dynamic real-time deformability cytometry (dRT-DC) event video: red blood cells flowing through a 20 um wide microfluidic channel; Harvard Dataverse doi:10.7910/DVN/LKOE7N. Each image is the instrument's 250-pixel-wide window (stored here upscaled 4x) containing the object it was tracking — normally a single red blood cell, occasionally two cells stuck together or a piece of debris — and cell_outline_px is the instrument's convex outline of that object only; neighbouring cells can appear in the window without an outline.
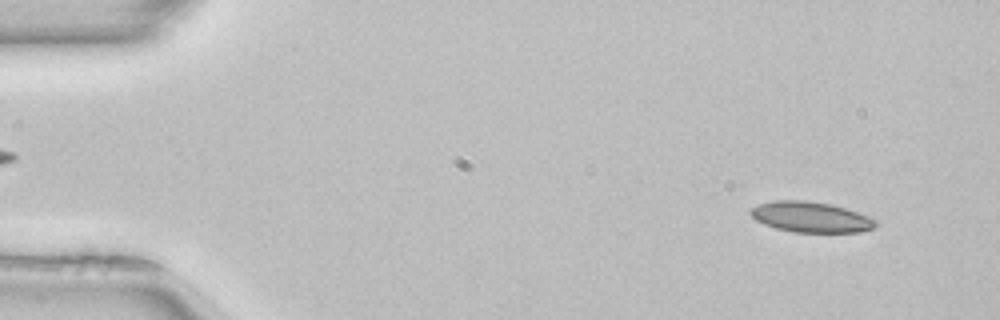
{"species": "common noctule bat (a hibernating species)", "species_latin": "Nyctalus noctula", "temperature_condition": "room temperature", "stored_images_in_passage": 50, "camera_frame_rate_fps": 3000, "um_per_image_px": 0.085, "animal": {"sex": "female", "body_mass_g": 22.7, "forearm_length_mm": 54.2}, "frame": {"image": 1, "passage_image": 4, "time_ms": 1.0, "image_size_px": [1000, 320], "cell_outline_px": [[880, 224], [876, 228], [860, 232], [792, 232], [776, 228], [764, 224], [756, 220], [748, 212], [752, 208], [760, 204], [776, 200], [804, 200], [832, 204], [868, 216], [876, 220]], "centroid_in_image_um": [68.95, 18.46], "position_along_channel_um": 16.0, "area_um2": 22.31}}
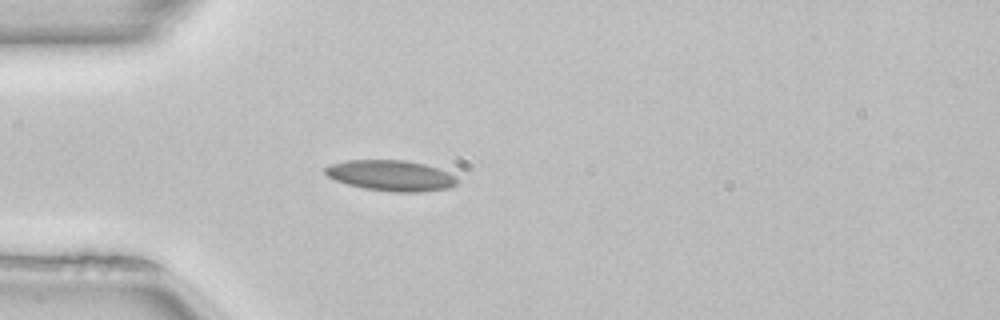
{"frame": {"image": 2, "passage_image": 14, "time_ms": 4.333, "image_size_px": [1000, 320], "cell_outline_px": [[456, 184], [448, 188], [420, 192], [396, 192], [364, 188], [348, 184], [336, 180], [328, 176], [324, 172], [324, 168], [332, 164], [348, 160], [404, 160], [424, 164], [448, 172], [456, 176]], "centroid_in_image_um": [33.23, 14.92], "position_along_channel_um": 51.8, "area_um2": 23.35}}
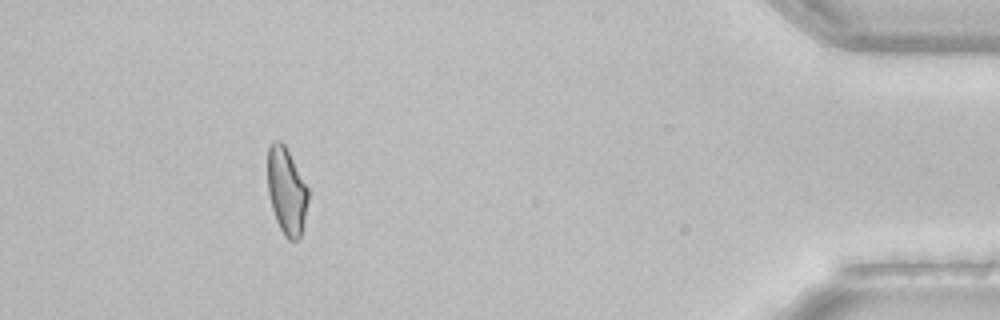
{"frame": {"image": 3, "passage_image": 46, "time_ms": 15.0, "image_size_px": [1000, 320], "cell_outline_px": [[308, 200], [304, 220], [300, 236], [296, 240], [288, 240], [284, 236], [276, 220], [272, 208], [268, 192], [268, 148], [272, 140], [280, 140], [284, 144], [308, 188]], "centroid_in_image_um": [24.34, 16.23], "position_along_channel_um": 410.9, "area_um2": 20.29}, "authors_computed_cell_mechanics": {"area_um2": 21.7906, "velocity_mm_per_s": 4.0213, "shape_relaxation_time_tau1_ms": 6.2751, "shape_relaxation_time_tau2_ms": 3.8788, "deformation_change_tau1": 0.1448, "deformation_change_tau2": 0.098}}